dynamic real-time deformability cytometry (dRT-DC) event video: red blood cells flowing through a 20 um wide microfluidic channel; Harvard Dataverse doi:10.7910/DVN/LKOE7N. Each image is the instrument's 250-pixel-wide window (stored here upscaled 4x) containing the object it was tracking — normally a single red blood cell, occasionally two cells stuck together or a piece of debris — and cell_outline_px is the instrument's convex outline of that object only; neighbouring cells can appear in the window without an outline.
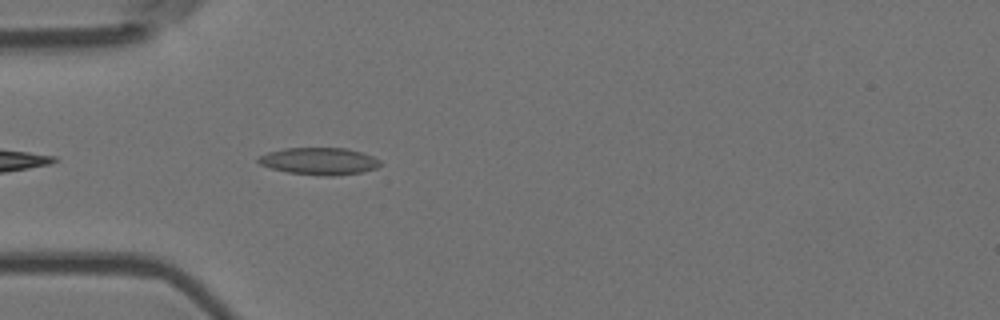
{"species": "Egyptian fruit bat (a non-hibernating species)", "species_latin": "Rousettus aegyptiacus", "temperature_condition": "room temperature", "stored_images_in_passage": 6, "camera_frame_rate_fps": 3000, "um_per_image_px": 0.085, "animal": {"sex": "female"}, "frame": {"image": 1, "passage_image": 3, "time_ms": 0.667, "image_size_px": [1000, 320], "cell_outline_px": [[380, 164], [376, 168], [360, 172], [336, 176], [324, 176], [288, 172], [272, 168], [260, 164], [256, 160], [260, 156], [268, 152], [284, 148], [344, 148], [360, 152], [372, 156], [380, 160]], "centroid_in_image_um": [27.12, 13.7], "position_along_channel_um": 57.9, "area_um2": 19.07}}